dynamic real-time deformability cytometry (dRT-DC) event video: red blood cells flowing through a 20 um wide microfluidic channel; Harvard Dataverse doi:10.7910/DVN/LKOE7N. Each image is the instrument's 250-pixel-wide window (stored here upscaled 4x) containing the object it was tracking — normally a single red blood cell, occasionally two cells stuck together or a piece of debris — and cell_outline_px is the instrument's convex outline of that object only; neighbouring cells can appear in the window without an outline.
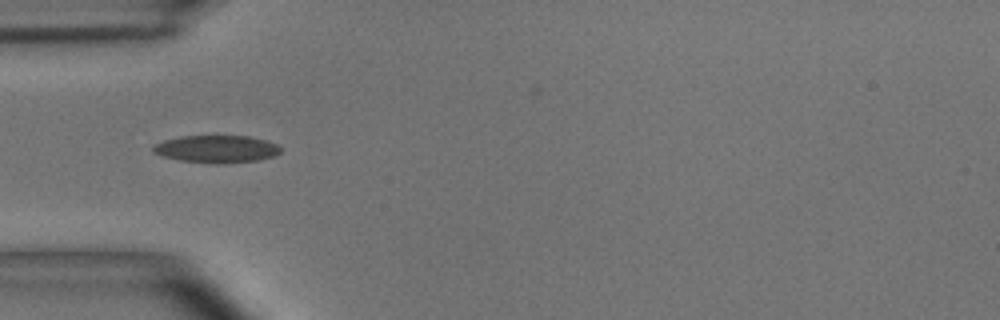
{"species": "common noctule bat (a hibernating species)", "species_latin": "Nyctalus noctula", "temperature_condition": "room temperature", "stored_images_in_passage": 12, "camera_frame_rate_fps": 3000, "um_per_image_px": 0.085, "animal": {"sex": "male", "body_mass_g": 15.6}, "frame": {"image": 1, "passage_image": 2, "time_ms": 0.333, "image_size_px": [1000, 320], "cell_outline_px": [[280, 152], [276, 156], [260, 160], [224, 164], [212, 164], [180, 160], [160, 156], [152, 152], [152, 148], [156, 144], [164, 140], [180, 136], [248, 136], [264, 140], [276, 144], [280, 148]], "centroid_in_image_um": [18.39, 12.68], "position_along_channel_um": 66.6, "area_um2": 20.58}}
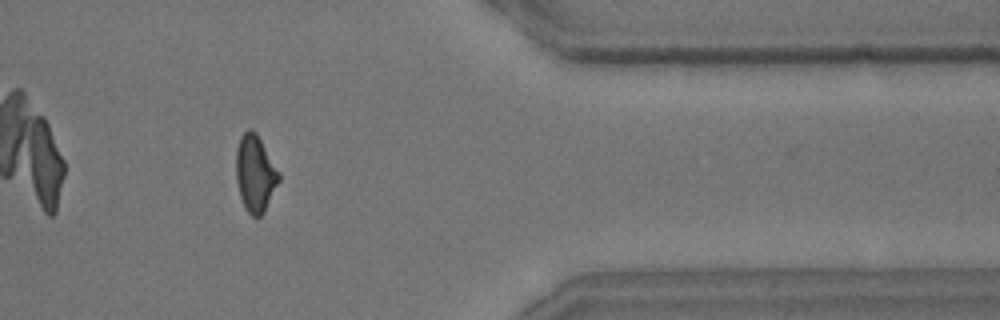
{"frame": {"image": 2, "passage_image": 10, "time_ms": 3.0, "image_size_px": [1000, 320], "cell_outline_px": [[280, 180], [264, 212], [260, 216], [252, 216], [244, 208], [240, 196], [236, 180], [236, 148], [240, 136], [248, 128], [252, 128], [256, 132], [280, 172]], "centroid_in_image_um": [21.69, 14.73], "position_along_channel_um": 389.7, "area_um2": 19.31}}